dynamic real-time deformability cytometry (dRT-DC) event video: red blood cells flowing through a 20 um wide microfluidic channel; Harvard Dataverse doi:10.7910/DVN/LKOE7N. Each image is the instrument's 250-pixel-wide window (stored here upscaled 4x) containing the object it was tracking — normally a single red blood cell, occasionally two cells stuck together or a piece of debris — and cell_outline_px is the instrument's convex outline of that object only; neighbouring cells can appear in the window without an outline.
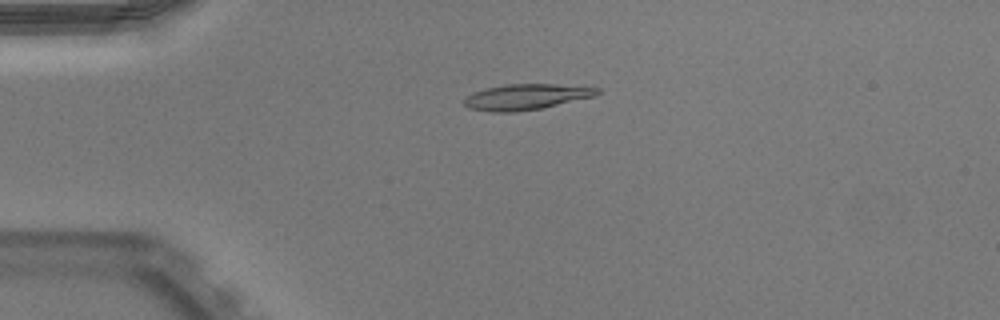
{"species": "Egyptian fruit bat (a non-hibernating species)", "species_latin": "Rousettus aegyptiacus", "temperature_condition": "warm", "stored_images_in_passage": 52, "camera_frame_rate_fps": 3000, "um_per_image_px": 0.085, "animal": {"sex": "male"}, "frame": {"image": 1, "passage_image": 13, "time_ms": 4.0, "image_size_px": [1000, 320], "cell_outline_px": [[600, 92], [596, 96], [540, 108], [516, 112], [492, 112], [468, 108], [464, 104], [464, 100], [472, 92], [488, 88], [508, 84], [556, 84], [600, 88]], "centroid_in_image_um": [44.73, 8.23], "position_along_channel_um": 40.3, "area_um2": 19.77}}
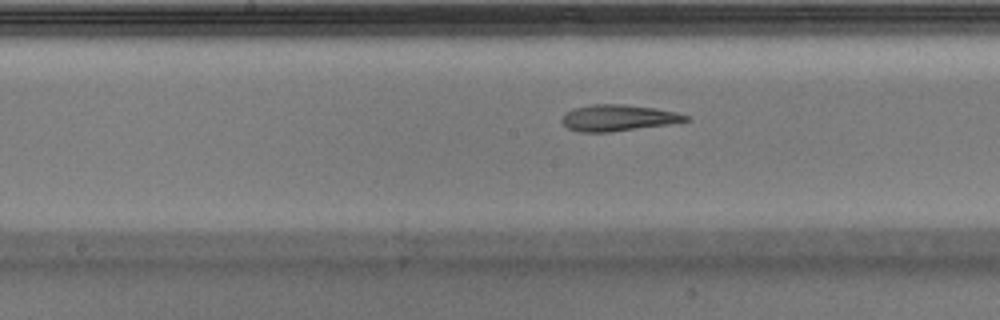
{"frame": {"image": 2, "passage_image": 27, "time_ms": 8.667, "image_size_px": [1000, 320], "cell_outline_px": [[692, 120], [668, 124], [612, 132], [580, 132], [568, 128], [560, 120], [568, 112], [576, 108], [592, 104], [624, 104], [652, 108], [676, 112], [688, 116]], "centroid_in_image_um": [52.55, 10.02], "position_along_channel_um": 195.6, "area_um2": 18.73}}
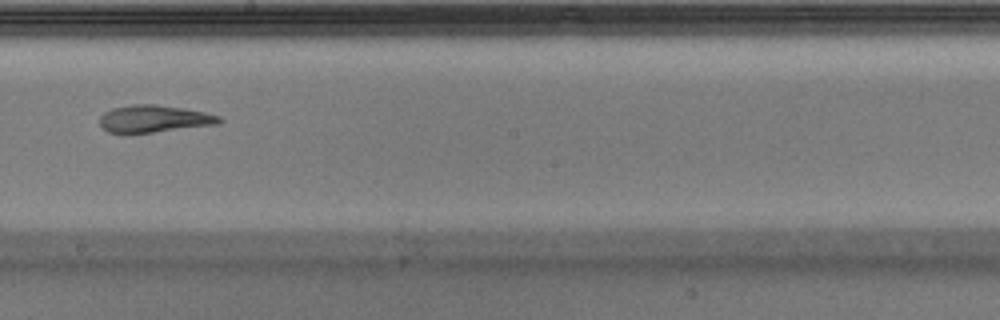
{"frame": {"image": 3, "passage_image": 30, "time_ms": 9.667, "image_size_px": [1000, 320], "cell_outline_px": [[224, 120], [220, 124], [152, 132], [108, 132], [100, 124], [100, 116], [104, 112], [112, 108], [128, 104], [156, 104], [184, 108], [204, 112], [220, 116]], "centroid_in_image_um": [13.13, 10.07], "position_along_channel_um": 235.1, "area_um2": 18.9}, "authors_computed_cell_mechanics": {"area_um2": 19.5653, "velocity_mm_per_s": 3.9769, "shape_relaxation_time_tau1_ms": 6.4942, "shape_relaxation_time_tau2_ms": 1.7251, "deformation_change_tau1": 0.2615, "deformation_change_tau2": 0.1024}}